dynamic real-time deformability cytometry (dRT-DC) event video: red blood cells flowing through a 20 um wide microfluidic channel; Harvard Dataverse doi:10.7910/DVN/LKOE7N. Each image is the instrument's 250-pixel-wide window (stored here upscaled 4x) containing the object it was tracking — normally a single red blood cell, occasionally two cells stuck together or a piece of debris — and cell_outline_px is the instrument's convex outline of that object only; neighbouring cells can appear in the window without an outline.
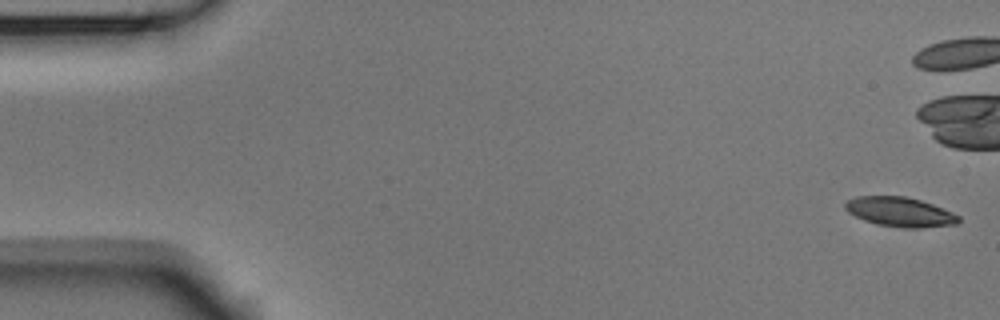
{"species": "Egyptian fruit bat (a non-hibernating species)", "species_latin": "Rousettus aegyptiacus", "temperature_condition": "room temperature", "stored_images_in_passage": 5, "camera_frame_rate_fps": 3000, "um_per_image_px": 0.085, "animal": {"sex": "male"}, "frame": {"image": 1, "passage_image": 1, "time_ms": 0.0, "image_size_px": [1000, 320], "cell_outline_px": [[960, 220], [956, 224], [920, 228], [904, 228], [876, 224], [864, 220], [848, 212], [844, 208], [844, 204], [848, 200], [856, 196], [904, 196], [920, 200], [932, 204], [952, 212], [960, 216]], "centroid_in_image_um": [76.49, 18.01], "position_along_channel_um": 8.5, "area_um2": 19.48}}